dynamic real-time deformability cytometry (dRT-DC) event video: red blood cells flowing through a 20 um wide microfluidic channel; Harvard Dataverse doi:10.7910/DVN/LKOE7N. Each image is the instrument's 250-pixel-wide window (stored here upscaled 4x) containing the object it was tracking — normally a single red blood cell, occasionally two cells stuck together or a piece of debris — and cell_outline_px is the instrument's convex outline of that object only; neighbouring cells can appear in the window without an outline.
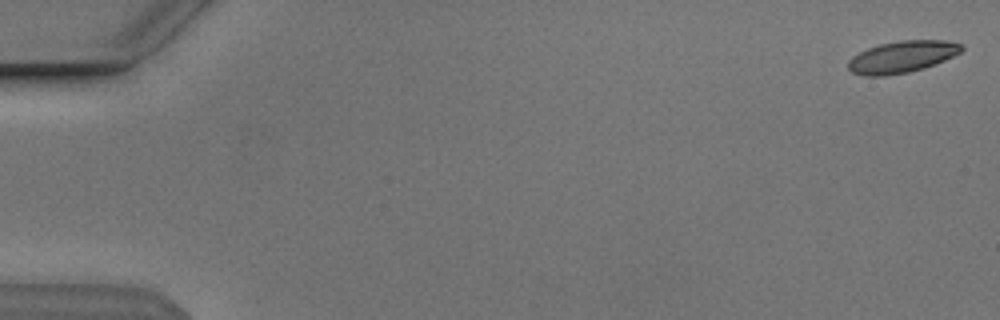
{"species": "Egyptian fruit bat (a non-hibernating species)", "species_latin": "Rousettus aegyptiacus", "temperature_condition": "cold", "stored_images_in_passage": 54, "camera_frame_rate_fps": 3000, "um_per_image_px": 0.085, "animal": {"sex": "male"}, "frame": {"image": 1, "passage_image": 1, "time_ms": 0.0, "image_size_px": [1000, 320], "cell_outline_px": [[964, 48], [960, 52], [936, 64], [924, 68], [908, 72], [884, 76], [864, 76], [852, 72], [848, 68], [848, 60], [852, 56], [868, 48], [880, 44], [900, 40], [944, 40], [964, 44]], "centroid_in_image_um": [76.67, 4.83], "position_along_channel_um": 8.3, "area_um2": 21.04}}
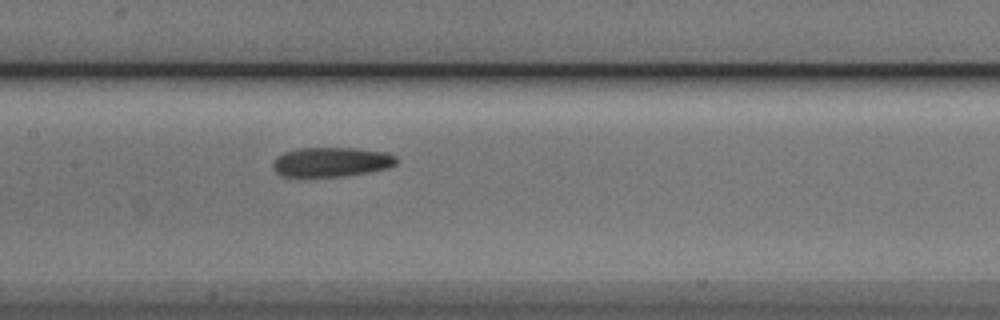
{"frame": {"image": 2, "passage_image": 27, "time_ms": 8.667, "image_size_px": [1000, 320], "cell_outline_px": [[396, 164], [388, 168], [368, 172], [344, 176], [280, 176], [272, 168], [272, 164], [276, 156], [284, 152], [300, 148], [356, 148], [388, 152], [396, 156]], "centroid_in_image_um": [28.16, 13.76], "position_along_channel_um": 179.2, "area_um2": 21.33}}
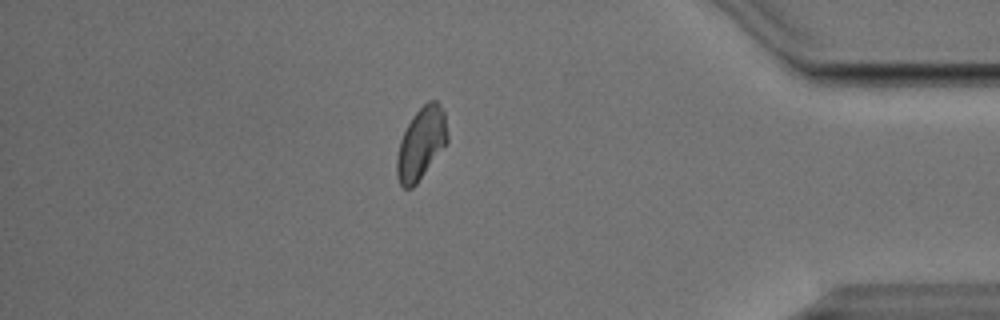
{"frame": {"image": 3, "passage_image": 47, "time_ms": 15.333, "image_size_px": [1000, 320], "cell_outline_px": [[448, 140], [416, 184], [412, 188], [404, 188], [400, 184], [396, 176], [396, 156], [400, 140], [412, 116], [428, 100], [436, 100], [440, 104], [444, 112], [448, 136]], "centroid_in_image_um": [35.77, 12.18], "position_along_channel_um": 399.4, "area_um2": 20.98}, "authors_computed_cell_mechanics": {"area_um2": 21.2704, "velocity_mm_per_s": 3.809, "shape_relaxation_time_tau1_ms": null, "shape_relaxation_time_tau2_ms": 3.9673, "deformation_change_tau1": null, "deformation_change_tau2": 0.1033}}